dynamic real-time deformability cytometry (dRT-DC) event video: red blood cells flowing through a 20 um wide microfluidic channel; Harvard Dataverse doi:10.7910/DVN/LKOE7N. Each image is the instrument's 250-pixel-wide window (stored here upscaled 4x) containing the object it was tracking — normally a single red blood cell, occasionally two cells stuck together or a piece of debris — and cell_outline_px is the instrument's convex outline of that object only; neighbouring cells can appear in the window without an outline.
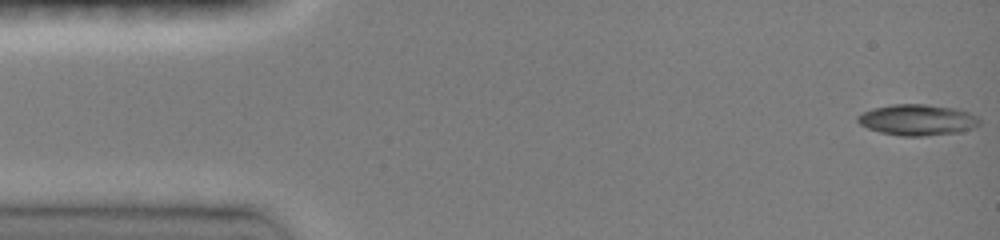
{"species": "common noctule bat (a hibernating species)", "species_latin": "Nyctalus noctula", "temperature_condition": "room temperature", "stored_images_in_passage": 10, "camera_frame_rate_fps": 3000, "um_per_image_px": 0.085, "animal": {"sex": "female", "body_mass_g": 19.0, "forearm_length_mm": 51.5}, "frame": {"image": 1, "passage_image": 1, "time_ms": 0.0, "image_size_px": [1000, 240], "cell_outline_px": [[980, 124], [972, 128], [960, 132], [924, 136], [900, 136], [880, 132], [868, 128], [860, 124], [856, 120], [856, 116], [872, 108], [892, 104], [924, 104], [960, 108], [976, 116], [980, 120]], "centroid_in_image_um": [77.99, 10.18], "position_along_channel_um": 7.0, "area_um2": 22.2}}
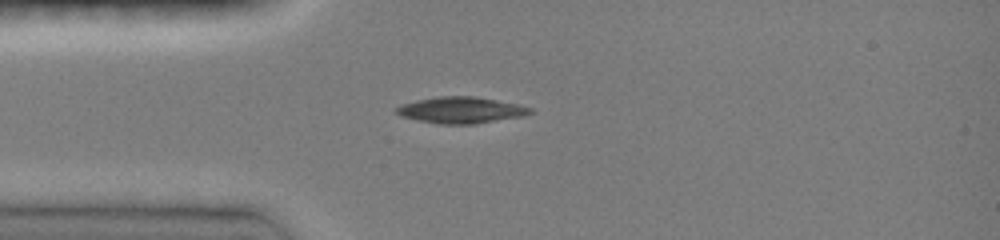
{"frame": {"image": 2, "passage_image": 7, "time_ms": 3.667, "image_size_px": [1000, 240], "cell_outline_px": [[532, 112], [524, 116], [476, 124], [440, 124], [416, 120], [400, 116], [392, 112], [400, 104], [416, 100], [436, 96], [476, 96], [516, 104], [532, 108]], "centroid_in_image_um": [39.12, 9.36], "position_along_channel_um": 45.9, "area_um2": 20.75}}
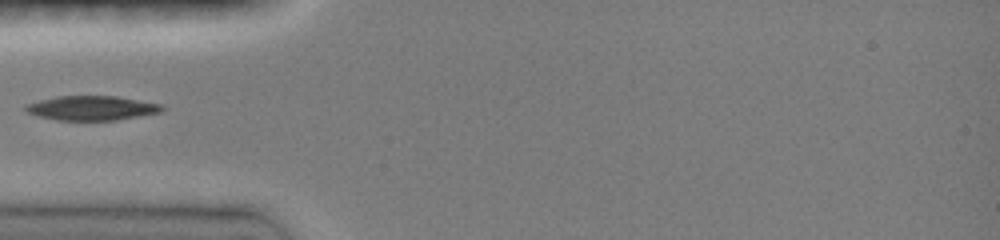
{"frame": {"image": 3, "passage_image": 8, "time_ms": 4.667, "image_size_px": [1000, 240], "cell_outline_px": [[164, 108], [160, 112], [116, 120], [56, 120], [36, 116], [24, 112], [24, 104], [56, 96], [116, 96], [164, 104]], "centroid_in_image_um": [7.74, 9.18], "position_along_channel_um": 77.3, "area_um2": 19.59}}